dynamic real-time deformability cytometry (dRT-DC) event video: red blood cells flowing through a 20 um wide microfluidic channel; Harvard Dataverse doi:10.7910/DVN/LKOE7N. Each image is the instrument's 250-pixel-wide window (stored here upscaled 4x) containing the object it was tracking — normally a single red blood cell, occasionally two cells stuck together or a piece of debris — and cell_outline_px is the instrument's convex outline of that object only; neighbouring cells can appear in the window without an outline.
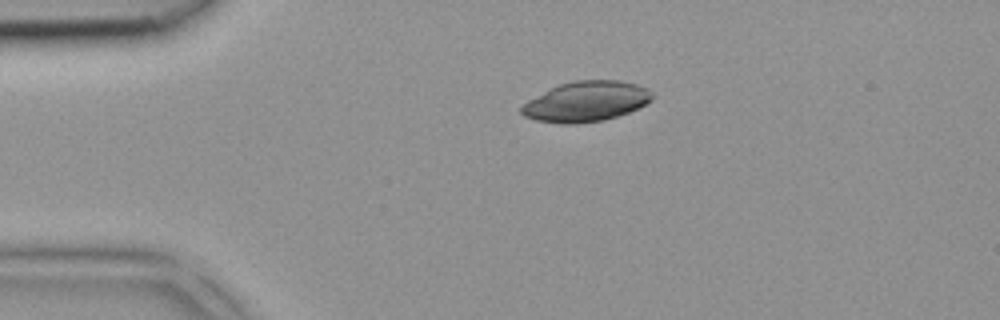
{"species": "common noctule bat (a hibernating species)", "species_latin": "Nyctalus noctula", "temperature_condition": "room temperature", "stored_images_in_passage": 2, "camera_frame_rate_fps": 3000, "um_per_image_px": 0.085, "animal": {"sex": "female", "body_mass_g": 18.4}, "frame": {"image": 1, "passage_image": 2, "time_ms": 0.333, "image_size_px": [1000, 320], "cell_outline_px": [[652, 100], [640, 108], [604, 120], [576, 124], [564, 124], [536, 120], [524, 116], [520, 112], [520, 108], [528, 100], [560, 84], [576, 80], [616, 80], [636, 84], [648, 88], [652, 92]], "centroid_in_image_um": [49.84, 8.63], "position_along_channel_um": 35.2, "area_um2": 30.52}}